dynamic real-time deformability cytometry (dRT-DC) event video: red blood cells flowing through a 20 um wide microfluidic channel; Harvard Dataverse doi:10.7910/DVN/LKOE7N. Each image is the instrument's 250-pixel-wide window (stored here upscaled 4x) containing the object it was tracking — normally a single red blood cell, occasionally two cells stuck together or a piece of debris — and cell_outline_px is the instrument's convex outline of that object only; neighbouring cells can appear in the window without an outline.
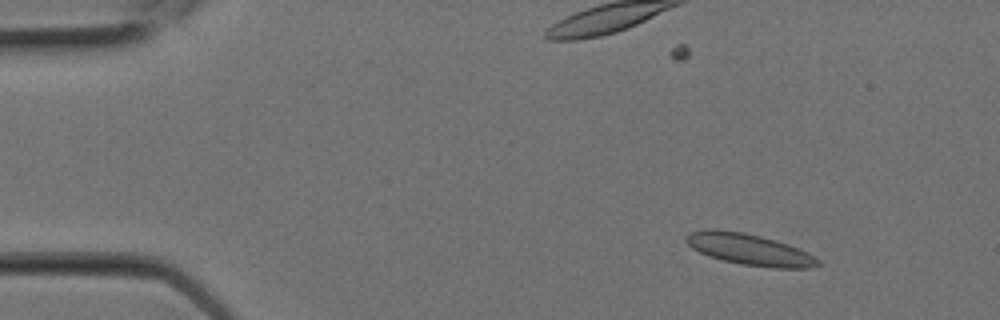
{"species": "Egyptian fruit bat (a non-hibernating species)", "species_latin": "Rousettus aegyptiacus", "temperature_condition": "room temperature", "stored_images_in_passage": 2, "camera_frame_rate_fps": 3000, "um_per_image_px": 0.085, "animal": {"sex": "female"}, "frame": {"image": 1, "passage_image": 1, "time_ms": 0.0, "image_size_px": [1000, 320], "cell_outline_px": [[820, 264], [808, 268], [772, 268], [740, 264], [708, 256], [692, 248], [684, 240], [692, 232], [708, 228], [716, 228], [744, 232], [776, 240], [788, 244], [808, 252], [816, 256], [820, 260]], "centroid_in_image_um": [63.72, 21.2], "position_along_channel_um": 21.3, "area_um2": 24.16}}